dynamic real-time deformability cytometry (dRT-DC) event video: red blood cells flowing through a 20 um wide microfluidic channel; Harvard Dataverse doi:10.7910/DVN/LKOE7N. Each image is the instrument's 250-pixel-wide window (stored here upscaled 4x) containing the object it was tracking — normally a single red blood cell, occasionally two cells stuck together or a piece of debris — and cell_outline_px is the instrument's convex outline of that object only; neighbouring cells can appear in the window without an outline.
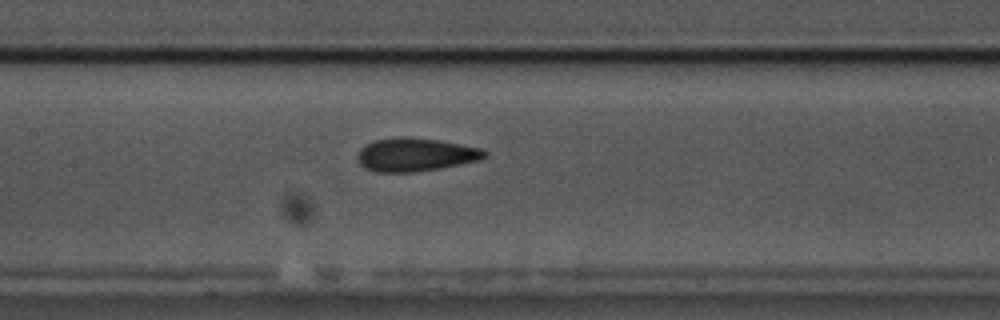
{"species": "common noctule bat (a hibernating species)", "species_latin": "Nyctalus noctula", "temperature_condition": "cold", "stored_images_in_passage": 58, "camera_frame_rate_fps": 3000, "um_per_image_px": 0.085, "animal": {"sex": "male", "body_mass_g": 17.5, "forearm_length_mm": 52.3}, "frame": {"image": 1, "passage_image": 27, "time_ms": 8.667, "image_size_px": [1000, 320], "cell_outline_px": [[488, 156], [480, 160], [440, 168], [416, 172], [376, 172], [364, 168], [356, 160], [356, 156], [360, 148], [376, 140], [436, 140], [484, 148], [488, 152]], "centroid_in_image_um": [35.36, 13.2], "position_along_channel_um": 172.0, "area_um2": 23.93}}
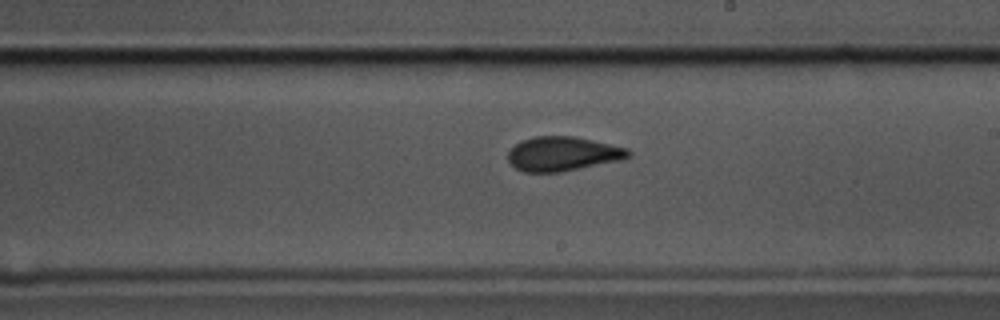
{"frame": {"image": 2, "passage_image": 33, "time_ms": 10.667, "image_size_px": [1000, 320], "cell_outline_px": [[632, 152], [628, 156], [616, 160], [560, 172], [524, 172], [516, 168], [508, 160], [508, 152], [516, 144], [532, 136], [576, 136], [628, 148]], "centroid_in_image_um": [47.8, 13.06], "position_along_channel_um": 241.2, "area_um2": 23.7}}
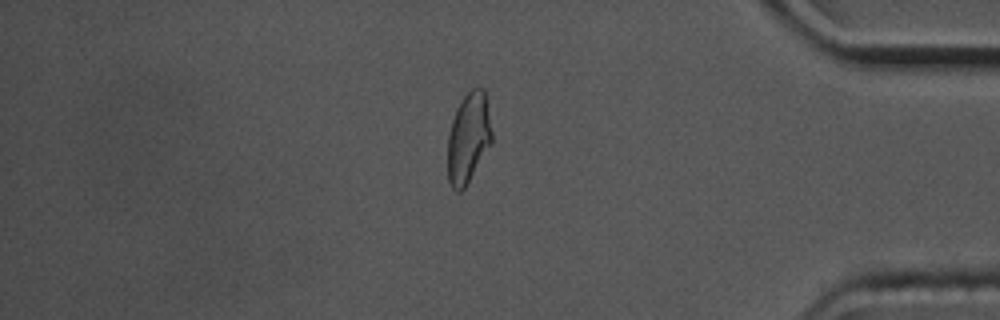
{"frame": {"image": 3, "passage_image": 49, "time_ms": 16.0, "image_size_px": [1000, 320], "cell_outline_px": [[492, 144], [464, 188], [460, 192], [456, 192], [452, 188], [448, 180], [448, 132], [456, 108], [460, 100], [472, 88], [484, 88], [492, 132]], "centroid_in_image_um": [39.81, 11.73], "position_along_channel_um": 395.4, "area_um2": 23.35}, "authors_computed_cell_mechanics": {"area_um2": 24.0737, "velocity_mm_per_s": 3.4718, "shape_relaxation_time_tau1_ms": 5.5514, "shape_relaxation_time_tau2_ms": 1.5699, "deformation_change_tau1": 0.1477, "deformation_change_tau2": 0.078}}